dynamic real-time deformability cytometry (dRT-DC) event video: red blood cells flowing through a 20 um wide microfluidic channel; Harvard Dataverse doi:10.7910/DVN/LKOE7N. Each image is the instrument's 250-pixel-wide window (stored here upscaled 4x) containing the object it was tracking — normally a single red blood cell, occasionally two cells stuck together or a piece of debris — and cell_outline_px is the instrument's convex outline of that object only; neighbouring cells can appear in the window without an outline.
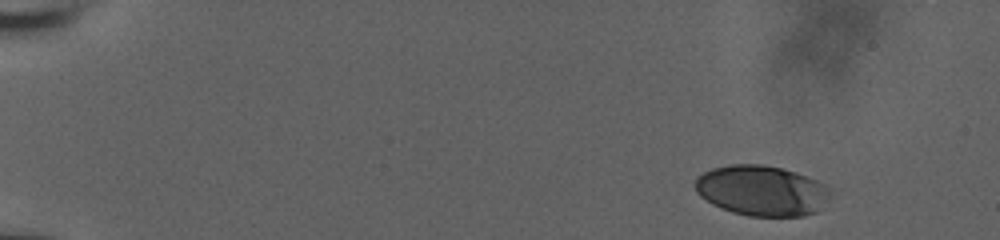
{"species": "human", "species_latin": "Homo sapiens", "temperature_condition": "room temperature", "stored_images_in_passage": 45, "camera_frame_rate_fps": 3000, "um_per_image_px": 0.085, "donor": {"sex": "male"}, "frame": {"image": 1, "passage_image": 1, "time_ms": 0.0, "image_size_px": [1000, 240], "cell_outline_px": [[832, 188], [828, 196], [816, 212], [804, 216], [748, 216], [732, 212], [712, 204], [700, 196], [696, 192], [692, 184], [704, 172], [712, 168], [732, 164], [764, 164], [784, 168], [796, 172], [816, 180]], "centroid_in_image_um": [64.72, 16.19], "position_along_channel_um": 20.3, "area_um2": 39.77}}
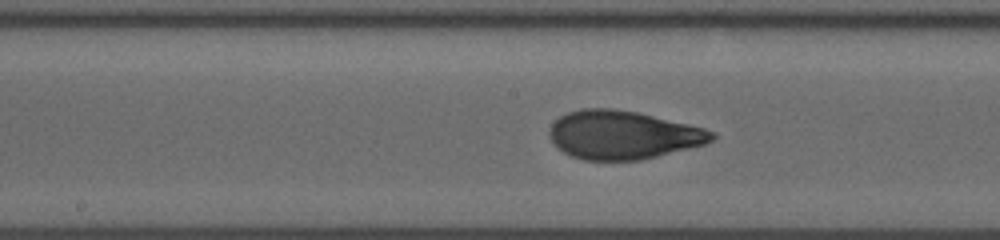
{"frame": {"image": 2, "passage_image": 26, "time_ms": 8.333, "image_size_px": [1000, 240], "cell_outline_px": [[716, 136], [712, 140], [704, 144], [640, 160], [584, 160], [572, 156], [556, 148], [548, 132], [552, 124], [560, 116], [568, 112], [580, 108], [612, 108], [636, 112], [688, 124], [704, 128], [716, 132]], "centroid_in_image_um": [52.92, 11.46], "position_along_channel_um": 195.3, "area_um2": 45.6}}
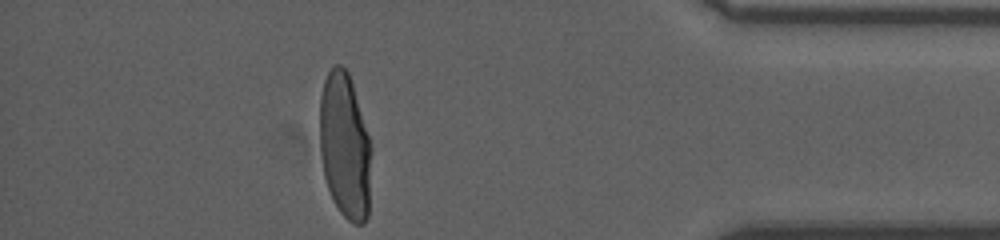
{"frame": {"image": 3, "passage_image": 45, "time_ms": 14.667, "image_size_px": [1000, 240], "cell_outline_px": [[372, 148], [368, 216], [364, 224], [352, 224], [340, 212], [332, 200], [324, 176], [320, 152], [320, 96], [324, 80], [328, 72], [336, 64], [340, 64], [348, 72], [352, 84]], "centroid_in_image_um": [29.31, 12.47], "position_along_channel_um": 405.9, "area_um2": 43.99}, "authors_computed_cell_mechanics": {"area_um2": 44.2748, "velocity_mm_per_s": 3.8625, "shape_relaxation_time_tau1_ms": 4.173, "shape_relaxation_time_tau2_ms": null, "deformation_change_tau1": 0.1942, "deformation_change_tau2": null}}